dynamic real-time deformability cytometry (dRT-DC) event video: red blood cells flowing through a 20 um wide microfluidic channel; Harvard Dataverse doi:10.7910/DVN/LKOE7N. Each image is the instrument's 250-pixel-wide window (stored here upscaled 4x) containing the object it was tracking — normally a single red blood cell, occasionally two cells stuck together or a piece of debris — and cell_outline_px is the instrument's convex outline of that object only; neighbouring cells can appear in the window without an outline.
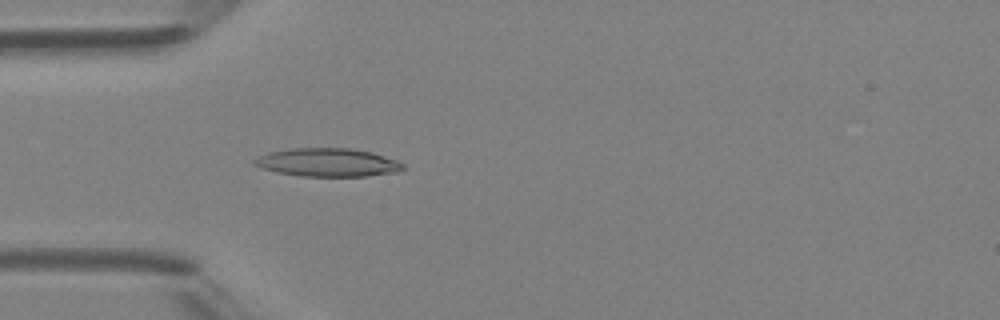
{"species": "Egyptian fruit bat (a non-hibernating species)", "species_latin": "Rousettus aegyptiacus", "temperature_condition": "room temperature", "stored_images_in_passage": 4, "camera_frame_rate_fps": 3000, "um_per_image_px": 0.085, "animal": {"sex": "female"}, "frame": {"image": 1, "passage_image": 4, "time_ms": 3.667, "image_size_px": [1000, 320], "cell_outline_px": [[404, 168], [396, 172], [368, 176], [300, 176], [276, 172], [252, 164], [252, 160], [268, 152], [288, 148], [348, 148], [372, 152], [396, 160], [404, 164]], "centroid_in_image_um": [27.83, 13.8], "position_along_channel_um": 57.2, "area_um2": 24.51}}